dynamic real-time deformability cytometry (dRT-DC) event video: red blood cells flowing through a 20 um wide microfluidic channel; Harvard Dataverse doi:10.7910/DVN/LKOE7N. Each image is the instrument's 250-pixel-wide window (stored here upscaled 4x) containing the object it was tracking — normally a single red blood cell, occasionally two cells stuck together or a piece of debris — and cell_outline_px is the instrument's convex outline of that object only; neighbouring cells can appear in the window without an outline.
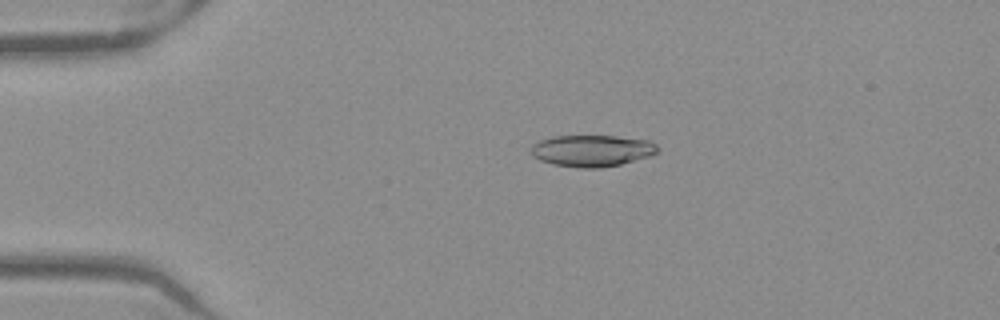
{"species": "Egyptian fruit bat (a non-hibernating species)", "species_latin": "Rousettus aegyptiacus", "temperature_condition": "warm", "stored_images_in_passage": 51, "camera_frame_rate_fps": 3000, "um_per_image_px": 0.085, "frame": {"image": 1, "passage_image": 11, "time_ms": 3.333, "image_size_px": [1000, 320], "cell_outline_px": [[660, 152], [648, 156], [620, 164], [600, 168], [580, 168], [552, 164], [540, 160], [532, 156], [528, 152], [532, 144], [540, 140], [552, 136], [616, 136], [648, 140], [656, 144], [660, 148]], "centroid_in_image_um": [50.28, 12.81], "position_along_channel_um": 34.7, "area_um2": 23.52}}
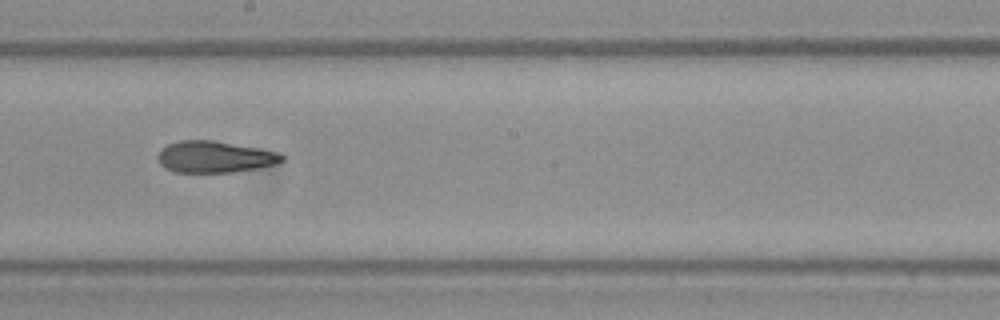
{"frame": {"image": 2, "passage_image": 29, "time_ms": 9.333, "image_size_px": [1000, 320], "cell_outline_px": [[284, 160], [276, 164], [256, 168], [232, 172], [176, 172], [164, 168], [160, 164], [156, 156], [168, 144], [180, 140], [212, 140], [256, 148], [276, 152], [284, 156]], "centroid_in_image_um": [18.22, 13.34], "position_along_channel_um": 230.0, "area_um2": 22.54}}
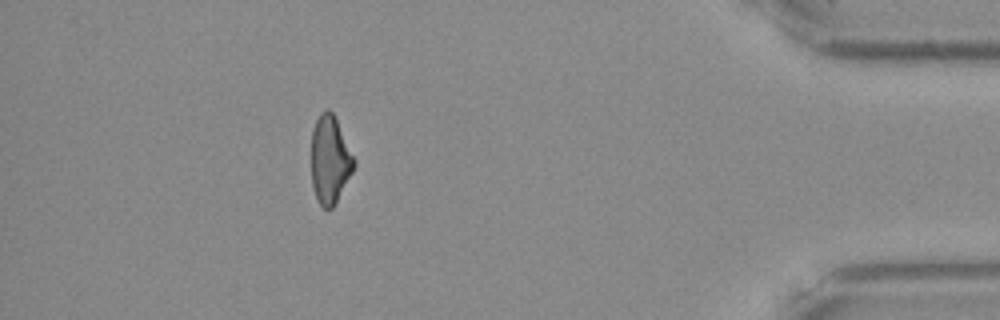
{"frame": {"image": 3, "passage_image": 46, "time_ms": 15.0, "image_size_px": [1000, 320], "cell_outline_px": [[356, 164], [336, 204], [332, 208], [324, 208], [316, 200], [312, 188], [312, 128], [320, 112], [328, 108], [332, 112], [356, 160]], "centroid_in_image_um": [28.04, 13.6], "position_along_channel_um": 407.2, "area_um2": 21.91}, "authors_computed_cell_mechanics": {"area_um2": 23.409, "velocity_mm_per_s": 3.9875, "shape_relaxation_time_tau1_ms": null, "shape_relaxation_time_tau2_ms": 2.2475, "deformation_change_tau1": null, "deformation_change_tau2": 0.1093}}